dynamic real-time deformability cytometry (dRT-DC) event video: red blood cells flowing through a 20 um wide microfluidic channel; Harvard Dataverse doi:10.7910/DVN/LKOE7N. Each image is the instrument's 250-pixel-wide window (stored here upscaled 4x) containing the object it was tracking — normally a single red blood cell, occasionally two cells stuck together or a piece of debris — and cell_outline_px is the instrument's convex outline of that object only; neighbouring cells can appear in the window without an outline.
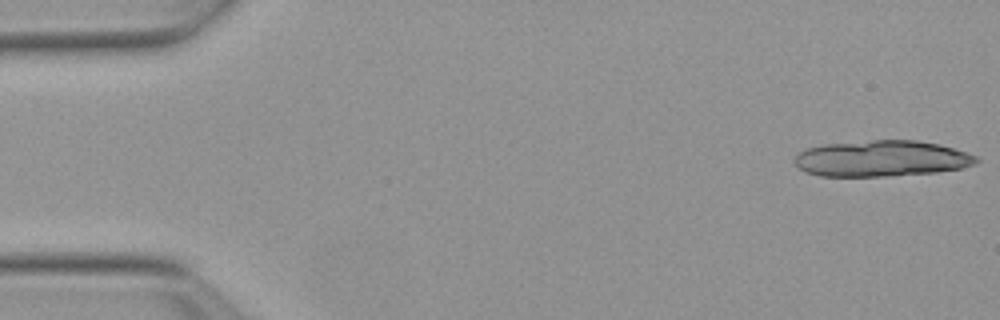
{"species": "Egyptian fruit bat (a non-hibernating species)", "species_latin": "Rousettus aegyptiacus", "temperature_condition": "warm", "stored_images_in_passage": 23, "camera_frame_rate_fps": 3000, "um_per_image_px": 0.085, "animal": {"sex": "female"}, "frame": {"image": 1, "passage_image": 1, "time_ms": 0.0, "image_size_px": [1000, 320], "cell_outline_px": [[980, 160], [976, 164], [960, 168], [936, 172], [888, 176], [820, 176], [804, 172], [796, 164], [796, 156], [800, 152], [808, 148], [824, 144], [872, 140], [916, 140], [940, 144], [976, 156]], "centroid_in_image_um": [74.94, 13.47], "position_along_channel_um": 10.1, "area_um2": 38.03}}